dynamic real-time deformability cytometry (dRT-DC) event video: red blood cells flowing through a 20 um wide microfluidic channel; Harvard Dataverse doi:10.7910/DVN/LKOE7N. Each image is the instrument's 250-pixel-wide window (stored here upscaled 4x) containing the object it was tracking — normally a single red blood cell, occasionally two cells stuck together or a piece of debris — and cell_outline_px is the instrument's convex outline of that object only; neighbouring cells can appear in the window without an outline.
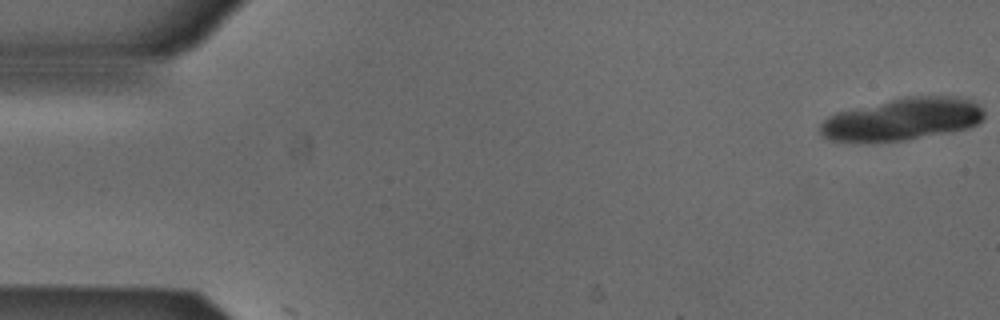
{"species": "Egyptian fruit bat (a non-hibernating species)", "species_latin": "Rousettus aegyptiacus", "temperature_condition": "cold", "stored_images_in_passage": 2, "camera_frame_rate_fps": 3000, "um_per_image_px": 0.085, "animal": {"sex": "male"}, "frame": {"image": 1, "passage_image": 1, "time_ms": 0.0, "image_size_px": [1000, 320], "cell_outline_px": [[984, 120], [968, 128], [952, 132], [908, 140], [872, 144], [868, 144], [828, 140], [820, 132], [820, 124], [828, 116], [836, 112], [908, 96], [956, 96], [972, 100], [980, 104], [984, 108]], "centroid_in_image_um": [76.71, 10.17], "position_along_channel_um": 8.3, "area_um2": 41.38}}